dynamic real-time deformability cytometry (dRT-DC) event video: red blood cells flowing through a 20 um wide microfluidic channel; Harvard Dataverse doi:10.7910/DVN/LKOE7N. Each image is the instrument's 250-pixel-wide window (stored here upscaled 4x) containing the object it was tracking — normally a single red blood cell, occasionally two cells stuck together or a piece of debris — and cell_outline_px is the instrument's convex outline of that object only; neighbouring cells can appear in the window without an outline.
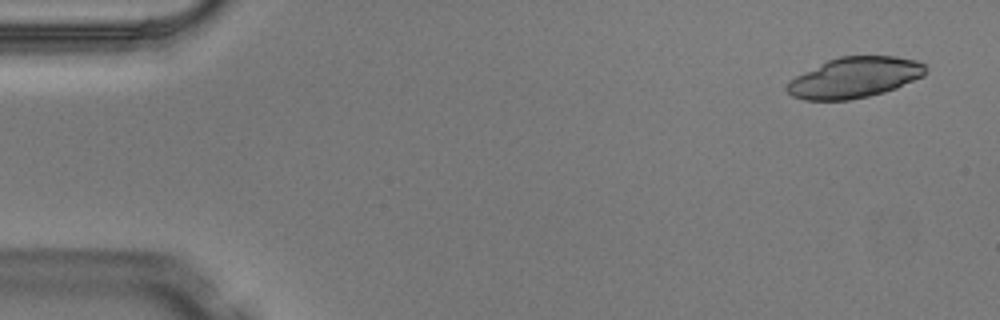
{"species": "Egyptian fruit bat (a non-hibernating species)", "species_latin": "Rousettus aegyptiacus", "temperature_condition": "warm", "stored_images_in_passage": 4, "camera_frame_rate_fps": 3000, "um_per_image_px": 0.085, "animal": {"sex": "male"}, "frame": {"image": 1, "passage_image": 1, "time_ms": 0.0, "image_size_px": [1000, 320], "cell_outline_px": [[924, 76], [896, 88], [884, 92], [868, 96], [848, 100], [804, 100], [792, 96], [784, 88], [796, 76], [828, 60], [840, 56], [896, 56], [916, 60], [924, 64]], "centroid_in_image_um": [72.64, 6.59], "position_along_channel_um": 12.4, "area_um2": 32.54}}
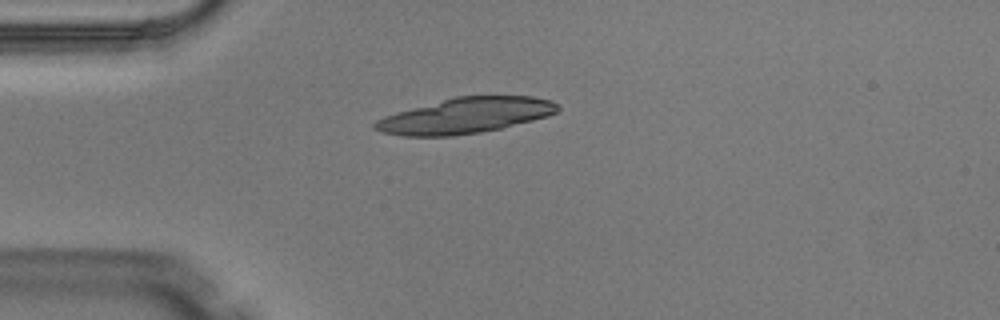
{"frame": {"image": 2, "passage_image": 3, "time_ms": 0.667, "image_size_px": [1000, 320], "cell_outline_px": [[560, 108], [556, 112], [548, 116], [500, 128], [480, 132], [452, 136], [400, 136], [380, 132], [372, 128], [372, 124], [376, 120], [384, 116], [396, 112], [456, 96], [532, 96], [552, 100]], "centroid_in_image_um": [39.52, 9.83], "position_along_channel_um": 45.5, "area_um2": 37.74}}